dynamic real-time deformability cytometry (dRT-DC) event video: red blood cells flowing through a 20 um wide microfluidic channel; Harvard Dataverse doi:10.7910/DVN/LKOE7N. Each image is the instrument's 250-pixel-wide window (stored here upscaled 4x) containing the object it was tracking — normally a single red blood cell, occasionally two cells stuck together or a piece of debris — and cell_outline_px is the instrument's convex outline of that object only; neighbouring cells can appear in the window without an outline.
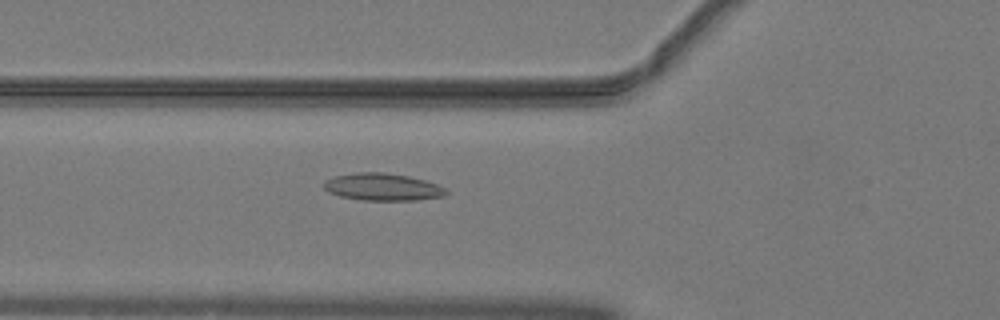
{"species": "common noctule bat (a hibernating species)", "species_latin": "Nyctalus noctula", "temperature_condition": "warm", "stored_images_in_passage": 52, "camera_frame_rate_fps": 3000, "um_per_image_px": 0.085, "animal": {"sex": "male", "body_mass_g": 19.2, "forearm_length_mm": 51.8}, "frame": {"image": 1, "passage_image": 20, "time_ms": 6.333, "image_size_px": [1000, 320], "cell_outline_px": [[448, 192], [444, 196], [416, 200], [360, 200], [340, 196], [328, 192], [324, 188], [324, 180], [336, 176], [356, 172], [384, 172], [408, 176], [424, 180], [448, 188]], "centroid_in_image_um": [32.53, 15.89], "position_along_channel_um": 93.3, "area_um2": 19.48}}
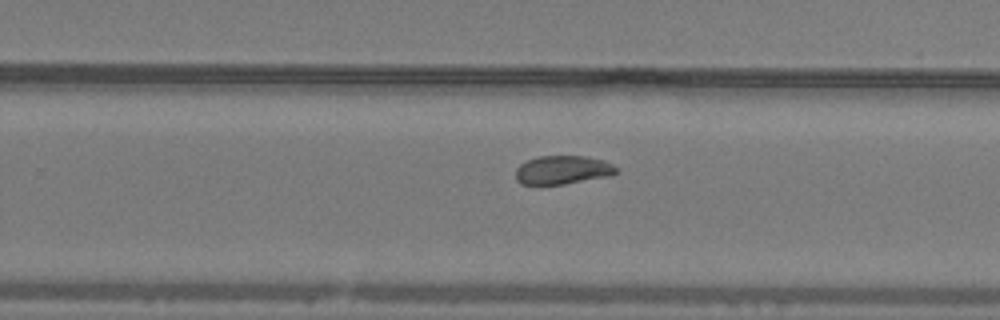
{"frame": {"image": 2, "passage_image": 34, "time_ms": 11.0, "image_size_px": [1000, 320], "cell_outline_px": [[620, 172], [612, 176], [564, 184], [520, 184], [516, 180], [516, 168], [520, 164], [528, 160], [540, 156], [584, 156], [604, 160], [612, 164]], "centroid_in_image_um": [47.86, 14.45], "position_along_channel_um": 281.9, "area_um2": 16.88}}
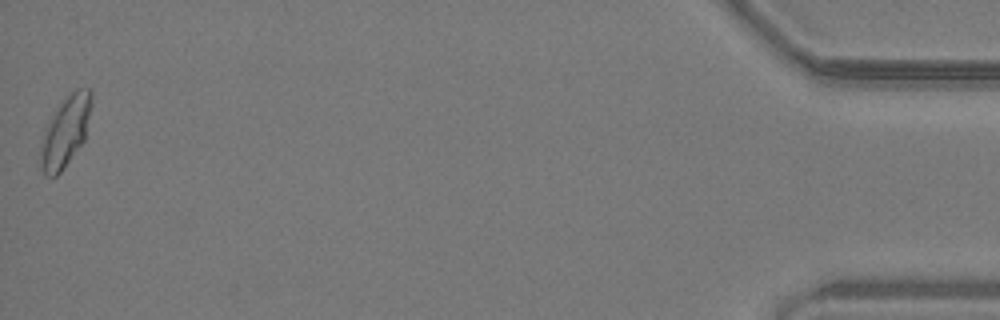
{"frame": {"image": 3, "passage_image": 52, "time_ms": 17.0, "image_size_px": [1000, 320], "cell_outline_px": [[92, 104], [84, 140], [60, 172], [56, 176], [44, 176], [40, 156], [40, 152], [48, 120], [60, 104], [76, 88], [88, 88], [92, 92]], "centroid_in_image_um": [5.58, 11.15], "position_along_channel_um": 429.6, "area_um2": 20.29}, "authors_computed_cell_mechanics": {"area_um2": 18.1203, "velocity_mm_per_s": 4.0392, "shape_relaxation_time_tau1_ms": null, "shape_relaxation_time_tau2_ms": 3.577, "deformation_change_tau1": null, "deformation_change_tau2": 0.086}}